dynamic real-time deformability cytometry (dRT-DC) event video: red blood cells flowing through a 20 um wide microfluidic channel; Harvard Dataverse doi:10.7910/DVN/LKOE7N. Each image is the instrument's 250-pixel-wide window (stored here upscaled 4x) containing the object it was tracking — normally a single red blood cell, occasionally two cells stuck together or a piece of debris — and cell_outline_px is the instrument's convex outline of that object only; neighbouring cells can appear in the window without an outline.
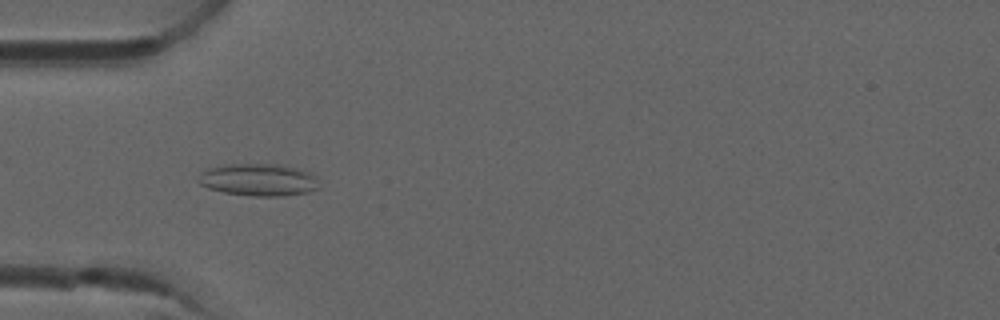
{"species": "common noctule bat (a hibernating species)", "species_latin": "Nyctalus noctula", "temperature_condition": "room temperature", "stored_images_in_passage": 7, "camera_frame_rate_fps": 3000, "um_per_image_px": 0.085, "animal": {"sex": "male", "forearm_length_mm": 52.5}, "frame": {"image": 1, "passage_image": 4, "time_ms": 1.0, "image_size_px": [1000, 320], "cell_outline_px": [[320, 188], [308, 192], [284, 196], [252, 196], [224, 192], [208, 188], [200, 184], [196, 180], [200, 172], [208, 168], [224, 164], [284, 164], [300, 168], [312, 172], [316, 176]], "centroid_in_image_um": [22.0, 15.27], "position_along_channel_um": 63.0, "area_um2": 23.24}}
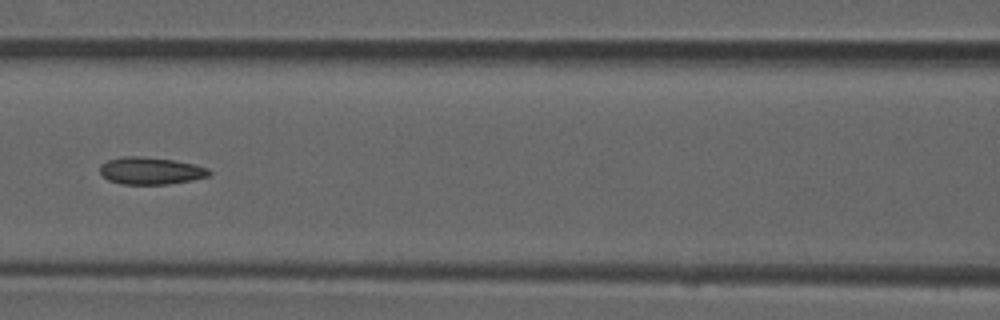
{"frame": {"image": 2, "passage_image": 6, "time_ms": 1.667, "image_size_px": [1000, 320], "cell_outline_px": [[212, 172], [208, 176], [192, 180], [168, 184], [120, 184], [108, 180], [100, 172], [100, 164], [108, 160], [124, 156], [140, 156], [172, 160], [192, 164], [208, 168]], "centroid_in_image_um": [12.79, 14.52], "position_along_channel_um": 153.8, "area_um2": 17.22}}
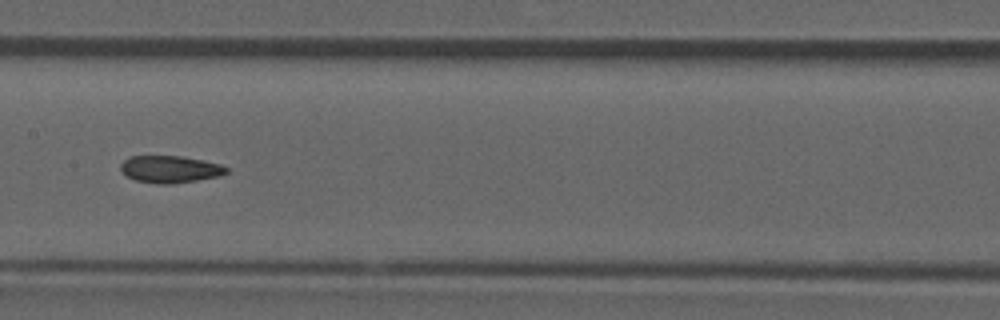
{"frame": {"image": 3, "passage_image": 7, "time_ms": 2.0, "image_size_px": [1000, 320], "cell_outline_px": [[228, 172], [220, 176], [172, 184], [156, 184], [136, 180], [128, 176], [120, 168], [120, 164], [128, 156], [184, 156], [204, 160], [220, 164], [228, 168]], "centroid_in_image_um": [14.47, 14.38], "position_along_channel_um": 192.9, "area_um2": 16.76}}